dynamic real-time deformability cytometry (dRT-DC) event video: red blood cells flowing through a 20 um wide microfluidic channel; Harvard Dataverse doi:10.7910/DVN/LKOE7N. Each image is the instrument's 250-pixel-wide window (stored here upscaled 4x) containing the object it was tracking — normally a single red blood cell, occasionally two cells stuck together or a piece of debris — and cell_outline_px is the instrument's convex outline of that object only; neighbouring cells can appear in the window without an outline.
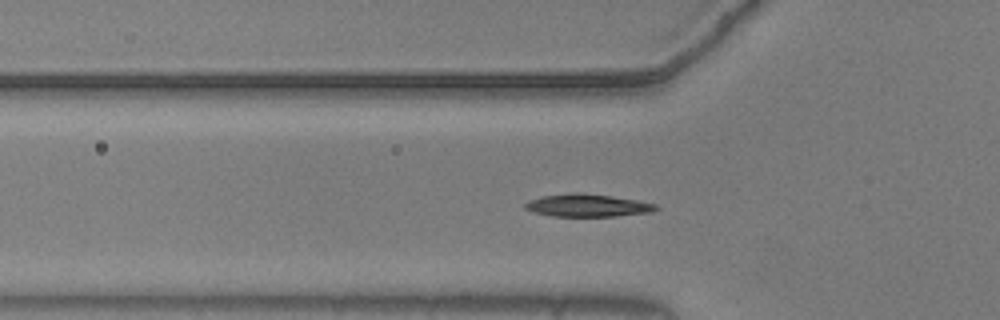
{"species": "common noctule bat (a hibernating species)", "species_latin": "Nyctalus noctula", "temperature_condition": "warm", "stored_images_in_passage": 45, "camera_frame_rate_fps": 3000, "um_per_image_px": 0.085, "animal": {"sex": "male", "body_mass_g": 20.5, "forearm_length_mm": 52.5}, "frame": {"image": 1, "passage_image": 7, "time_ms": 2.0, "image_size_px": [1000, 320], "cell_outline_px": [[660, 208], [652, 212], [616, 216], [552, 216], [536, 212], [524, 208], [524, 204], [528, 200], [544, 196], [572, 192], [576, 192], [612, 196], [636, 200], [656, 204]], "centroid_in_image_um": [49.96, 17.46], "position_along_channel_um": 75.8, "area_um2": 17.17}}
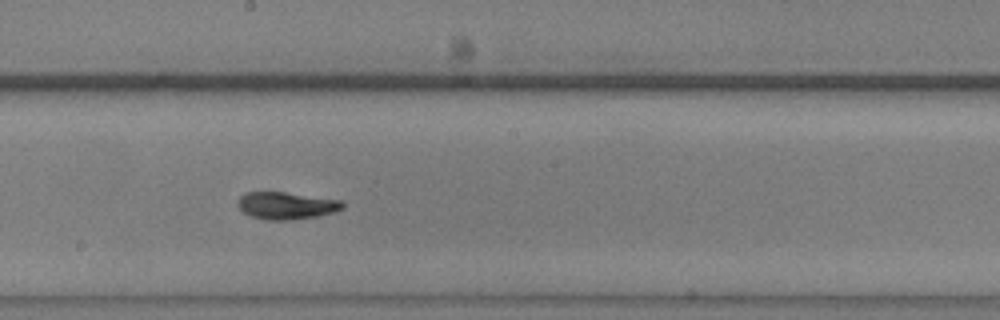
{"frame": {"image": 2, "passage_image": 19, "time_ms": 6.0, "image_size_px": [1000, 320], "cell_outline_px": [[344, 208], [332, 212], [316, 216], [292, 220], [264, 220], [252, 216], [244, 212], [236, 204], [236, 200], [244, 192], [284, 192], [340, 200], [344, 204]], "centroid_in_image_um": [24.29, 17.47], "position_along_channel_um": 223.9, "area_um2": 16.59}}
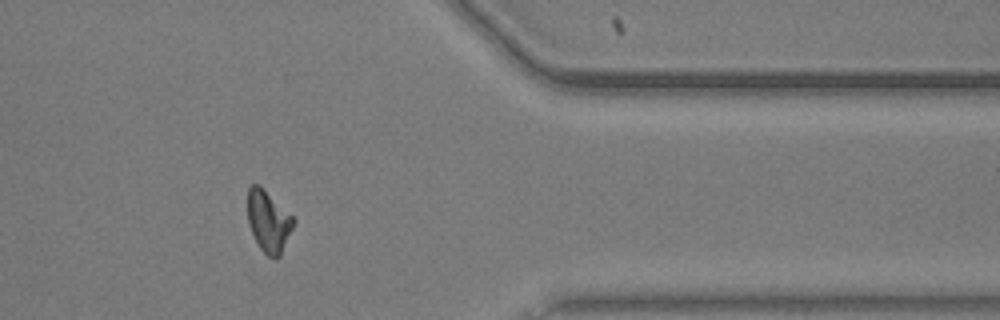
{"frame": {"image": 3, "passage_image": 34, "time_ms": 11.0, "image_size_px": [1000, 320], "cell_outline_px": [[296, 220], [280, 256], [276, 260], [268, 256], [260, 248], [248, 224], [248, 188], [252, 184], [260, 184]], "centroid_in_image_um": [22.82, 18.8], "position_along_channel_um": 388.6, "area_um2": 16.36}, "authors_computed_cell_mechanics": {"area_um2": 16.5886, "velocity_mm_per_s": 3.672, "shape_relaxation_time_tau1_ms": 7.891, "shape_relaxation_time_tau2_ms": 4.4336, "deformation_change_tau1": 0.2382, "deformation_change_tau2": 0.0767}}